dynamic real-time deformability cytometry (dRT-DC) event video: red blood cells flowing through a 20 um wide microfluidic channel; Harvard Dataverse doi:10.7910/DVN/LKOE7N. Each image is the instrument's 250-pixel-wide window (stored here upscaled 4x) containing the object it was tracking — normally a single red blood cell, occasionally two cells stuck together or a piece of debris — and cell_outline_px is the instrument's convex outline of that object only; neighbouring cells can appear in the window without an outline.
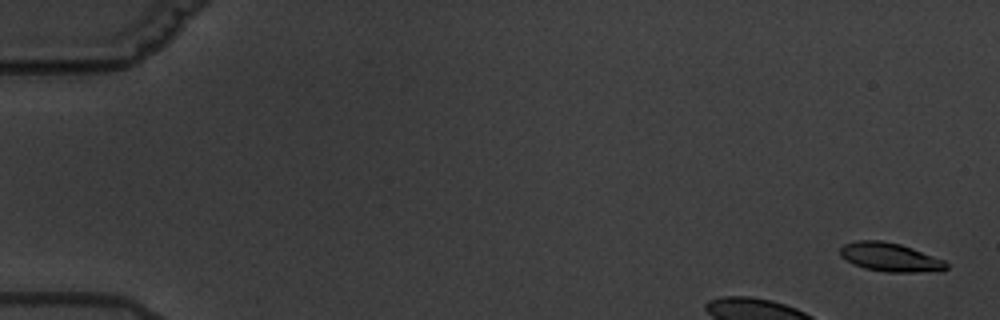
{"species": "common noctule bat (a hibernating species)", "species_latin": "Nyctalus noctula", "temperature_condition": "warm", "stored_images_in_passage": 5, "camera_frame_rate_fps": 3000, "um_per_image_px": 0.085, "animal": {"sex": "male", "body_mass_g": 19.5, "forearm_length_mm": 54.6}, "frame": {"image": 1, "passage_image": 1, "time_ms": 0.0, "image_size_px": [1000, 320], "cell_outline_px": [[948, 268], [940, 272], [888, 272], [864, 268], [852, 264], [840, 256], [840, 248], [844, 244], [856, 240], [880, 240], [900, 244], [912, 248], [944, 260], [948, 264]], "centroid_in_image_um": [75.66, 21.87], "position_along_channel_um": 9.3, "area_um2": 17.92}}
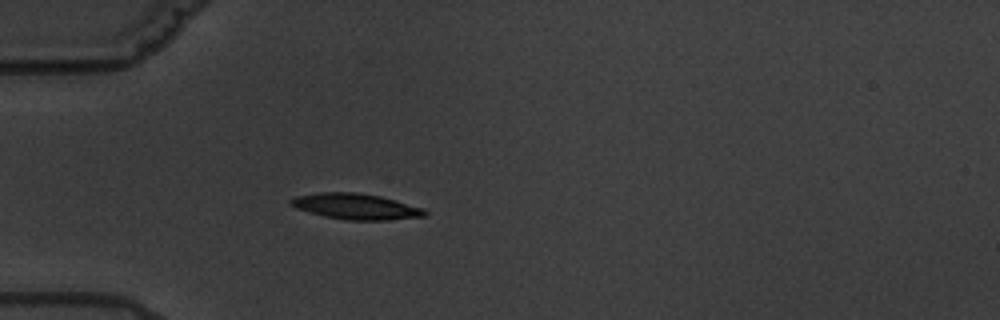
{"frame": {"image": 2, "passage_image": 5, "time_ms": 5.667, "image_size_px": [1000, 320], "cell_outline_px": [[428, 212], [424, 216], [388, 220], [348, 220], [324, 216], [296, 208], [288, 204], [288, 200], [296, 196], [320, 192], [356, 192], [380, 196], [396, 200], [424, 208]], "centroid_in_image_um": [30.24, 17.54], "position_along_channel_um": 54.8, "area_um2": 20.17}}